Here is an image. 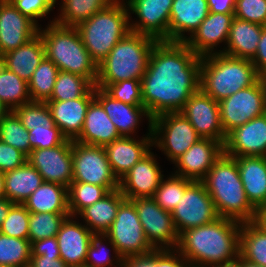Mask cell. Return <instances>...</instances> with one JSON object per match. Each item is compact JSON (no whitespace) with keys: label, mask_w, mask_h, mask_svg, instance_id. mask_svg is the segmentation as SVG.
<instances>
[{"label":"cell","mask_w":266,"mask_h":267,"mask_svg":"<svg viewBox=\"0 0 266 267\" xmlns=\"http://www.w3.org/2000/svg\"><path fill=\"white\" fill-rule=\"evenodd\" d=\"M201 182L212 198L219 217L241 223L255 221L257 210L246 196L233 157L223 152Z\"/></svg>","instance_id":"obj_3"},{"label":"cell","mask_w":266,"mask_h":267,"mask_svg":"<svg viewBox=\"0 0 266 267\" xmlns=\"http://www.w3.org/2000/svg\"><path fill=\"white\" fill-rule=\"evenodd\" d=\"M157 42L150 36L130 31L98 65L95 86L105 89L109 84L122 80H141Z\"/></svg>","instance_id":"obj_4"},{"label":"cell","mask_w":266,"mask_h":267,"mask_svg":"<svg viewBox=\"0 0 266 267\" xmlns=\"http://www.w3.org/2000/svg\"><path fill=\"white\" fill-rule=\"evenodd\" d=\"M223 152L219 141L201 138L173 163L178 168L174 175L201 181Z\"/></svg>","instance_id":"obj_20"},{"label":"cell","mask_w":266,"mask_h":267,"mask_svg":"<svg viewBox=\"0 0 266 267\" xmlns=\"http://www.w3.org/2000/svg\"><path fill=\"white\" fill-rule=\"evenodd\" d=\"M23 15L28 16L36 24L38 19L47 16L54 8L56 0H10Z\"/></svg>","instance_id":"obj_50"},{"label":"cell","mask_w":266,"mask_h":267,"mask_svg":"<svg viewBox=\"0 0 266 267\" xmlns=\"http://www.w3.org/2000/svg\"><path fill=\"white\" fill-rule=\"evenodd\" d=\"M5 176L3 172H0V199L5 198Z\"/></svg>","instance_id":"obj_61"},{"label":"cell","mask_w":266,"mask_h":267,"mask_svg":"<svg viewBox=\"0 0 266 267\" xmlns=\"http://www.w3.org/2000/svg\"><path fill=\"white\" fill-rule=\"evenodd\" d=\"M251 61L259 75L266 74V26L262 29L256 54Z\"/></svg>","instance_id":"obj_55"},{"label":"cell","mask_w":266,"mask_h":267,"mask_svg":"<svg viewBox=\"0 0 266 267\" xmlns=\"http://www.w3.org/2000/svg\"><path fill=\"white\" fill-rule=\"evenodd\" d=\"M58 72V67L51 60L46 57L42 60L28 82L32 101L47 102L50 99Z\"/></svg>","instance_id":"obj_37"},{"label":"cell","mask_w":266,"mask_h":267,"mask_svg":"<svg viewBox=\"0 0 266 267\" xmlns=\"http://www.w3.org/2000/svg\"><path fill=\"white\" fill-rule=\"evenodd\" d=\"M149 244L154 249H176L179 233L171 213L163 210L153 198L131 200Z\"/></svg>","instance_id":"obj_13"},{"label":"cell","mask_w":266,"mask_h":267,"mask_svg":"<svg viewBox=\"0 0 266 267\" xmlns=\"http://www.w3.org/2000/svg\"><path fill=\"white\" fill-rule=\"evenodd\" d=\"M120 137L102 105L94 99L87 109L82 131L74 141L105 147Z\"/></svg>","instance_id":"obj_28"},{"label":"cell","mask_w":266,"mask_h":267,"mask_svg":"<svg viewBox=\"0 0 266 267\" xmlns=\"http://www.w3.org/2000/svg\"><path fill=\"white\" fill-rule=\"evenodd\" d=\"M9 112V109L0 100V119Z\"/></svg>","instance_id":"obj_63"},{"label":"cell","mask_w":266,"mask_h":267,"mask_svg":"<svg viewBox=\"0 0 266 267\" xmlns=\"http://www.w3.org/2000/svg\"><path fill=\"white\" fill-rule=\"evenodd\" d=\"M250 204L256 209L266 207V157H233Z\"/></svg>","instance_id":"obj_27"},{"label":"cell","mask_w":266,"mask_h":267,"mask_svg":"<svg viewBox=\"0 0 266 267\" xmlns=\"http://www.w3.org/2000/svg\"><path fill=\"white\" fill-rule=\"evenodd\" d=\"M30 212L23 204H14L0 227V233L20 239H28Z\"/></svg>","instance_id":"obj_45"},{"label":"cell","mask_w":266,"mask_h":267,"mask_svg":"<svg viewBox=\"0 0 266 267\" xmlns=\"http://www.w3.org/2000/svg\"><path fill=\"white\" fill-rule=\"evenodd\" d=\"M39 27L45 56L59 71L87 78L94 86L98 77V66L82 43L76 27L59 25L52 20L44 29Z\"/></svg>","instance_id":"obj_6"},{"label":"cell","mask_w":266,"mask_h":267,"mask_svg":"<svg viewBox=\"0 0 266 267\" xmlns=\"http://www.w3.org/2000/svg\"><path fill=\"white\" fill-rule=\"evenodd\" d=\"M124 0H115L76 26L82 43L97 66L130 32V13Z\"/></svg>","instance_id":"obj_7"},{"label":"cell","mask_w":266,"mask_h":267,"mask_svg":"<svg viewBox=\"0 0 266 267\" xmlns=\"http://www.w3.org/2000/svg\"><path fill=\"white\" fill-rule=\"evenodd\" d=\"M27 162V156L0 140V172H7L23 166Z\"/></svg>","instance_id":"obj_51"},{"label":"cell","mask_w":266,"mask_h":267,"mask_svg":"<svg viewBox=\"0 0 266 267\" xmlns=\"http://www.w3.org/2000/svg\"><path fill=\"white\" fill-rule=\"evenodd\" d=\"M72 218V219H71ZM94 233L84 224L73 220V216L67 217L61 224L56 238L60 251V258L69 267H81L85 265L88 246Z\"/></svg>","instance_id":"obj_22"},{"label":"cell","mask_w":266,"mask_h":267,"mask_svg":"<svg viewBox=\"0 0 266 267\" xmlns=\"http://www.w3.org/2000/svg\"><path fill=\"white\" fill-rule=\"evenodd\" d=\"M255 222L266 231V207L257 210Z\"/></svg>","instance_id":"obj_59"},{"label":"cell","mask_w":266,"mask_h":267,"mask_svg":"<svg viewBox=\"0 0 266 267\" xmlns=\"http://www.w3.org/2000/svg\"><path fill=\"white\" fill-rule=\"evenodd\" d=\"M234 14L211 13L185 43L198 56L217 53L214 47L227 42Z\"/></svg>","instance_id":"obj_23"},{"label":"cell","mask_w":266,"mask_h":267,"mask_svg":"<svg viewBox=\"0 0 266 267\" xmlns=\"http://www.w3.org/2000/svg\"><path fill=\"white\" fill-rule=\"evenodd\" d=\"M110 190L94 184L71 182L68 187L70 216L76 217L83 209L101 200Z\"/></svg>","instance_id":"obj_38"},{"label":"cell","mask_w":266,"mask_h":267,"mask_svg":"<svg viewBox=\"0 0 266 267\" xmlns=\"http://www.w3.org/2000/svg\"><path fill=\"white\" fill-rule=\"evenodd\" d=\"M207 0H173L168 28V41L185 42L208 16Z\"/></svg>","instance_id":"obj_25"},{"label":"cell","mask_w":266,"mask_h":267,"mask_svg":"<svg viewBox=\"0 0 266 267\" xmlns=\"http://www.w3.org/2000/svg\"><path fill=\"white\" fill-rule=\"evenodd\" d=\"M0 100L13 111L30 101L28 83L0 62Z\"/></svg>","instance_id":"obj_36"},{"label":"cell","mask_w":266,"mask_h":267,"mask_svg":"<svg viewBox=\"0 0 266 267\" xmlns=\"http://www.w3.org/2000/svg\"><path fill=\"white\" fill-rule=\"evenodd\" d=\"M240 228L241 222L219 217L182 232L176 250L184 257L188 267L232 263L240 257Z\"/></svg>","instance_id":"obj_2"},{"label":"cell","mask_w":266,"mask_h":267,"mask_svg":"<svg viewBox=\"0 0 266 267\" xmlns=\"http://www.w3.org/2000/svg\"><path fill=\"white\" fill-rule=\"evenodd\" d=\"M158 164L150 151L119 180V189L127 200L153 198L164 178Z\"/></svg>","instance_id":"obj_18"},{"label":"cell","mask_w":266,"mask_h":267,"mask_svg":"<svg viewBox=\"0 0 266 267\" xmlns=\"http://www.w3.org/2000/svg\"><path fill=\"white\" fill-rule=\"evenodd\" d=\"M154 267H188V264L176 249H155Z\"/></svg>","instance_id":"obj_52"},{"label":"cell","mask_w":266,"mask_h":267,"mask_svg":"<svg viewBox=\"0 0 266 267\" xmlns=\"http://www.w3.org/2000/svg\"><path fill=\"white\" fill-rule=\"evenodd\" d=\"M28 130L21 124L13 111H9L0 119V140L15 147L27 157L30 155Z\"/></svg>","instance_id":"obj_41"},{"label":"cell","mask_w":266,"mask_h":267,"mask_svg":"<svg viewBox=\"0 0 266 267\" xmlns=\"http://www.w3.org/2000/svg\"><path fill=\"white\" fill-rule=\"evenodd\" d=\"M234 17L266 26V0H236Z\"/></svg>","instance_id":"obj_49"},{"label":"cell","mask_w":266,"mask_h":267,"mask_svg":"<svg viewBox=\"0 0 266 267\" xmlns=\"http://www.w3.org/2000/svg\"><path fill=\"white\" fill-rule=\"evenodd\" d=\"M13 112L27 130L40 127H53L55 125L46 102L30 101L17 107Z\"/></svg>","instance_id":"obj_44"},{"label":"cell","mask_w":266,"mask_h":267,"mask_svg":"<svg viewBox=\"0 0 266 267\" xmlns=\"http://www.w3.org/2000/svg\"><path fill=\"white\" fill-rule=\"evenodd\" d=\"M39 25L23 15L10 0H0V58L38 34Z\"/></svg>","instance_id":"obj_17"},{"label":"cell","mask_w":266,"mask_h":267,"mask_svg":"<svg viewBox=\"0 0 266 267\" xmlns=\"http://www.w3.org/2000/svg\"><path fill=\"white\" fill-rule=\"evenodd\" d=\"M22 267H33L31 264H28V265H25V266H22Z\"/></svg>","instance_id":"obj_65"},{"label":"cell","mask_w":266,"mask_h":267,"mask_svg":"<svg viewBox=\"0 0 266 267\" xmlns=\"http://www.w3.org/2000/svg\"><path fill=\"white\" fill-rule=\"evenodd\" d=\"M193 182V180L170 175L169 178L162 179L155 191L153 199L165 211L172 212L182 198L185 189Z\"/></svg>","instance_id":"obj_42"},{"label":"cell","mask_w":266,"mask_h":267,"mask_svg":"<svg viewBox=\"0 0 266 267\" xmlns=\"http://www.w3.org/2000/svg\"><path fill=\"white\" fill-rule=\"evenodd\" d=\"M259 79L251 60L223 53L202 56L200 89L217 102L253 85Z\"/></svg>","instance_id":"obj_5"},{"label":"cell","mask_w":266,"mask_h":267,"mask_svg":"<svg viewBox=\"0 0 266 267\" xmlns=\"http://www.w3.org/2000/svg\"><path fill=\"white\" fill-rule=\"evenodd\" d=\"M45 57L44 43L38 33L25 44L4 54L0 62L28 83Z\"/></svg>","instance_id":"obj_30"},{"label":"cell","mask_w":266,"mask_h":267,"mask_svg":"<svg viewBox=\"0 0 266 267\" xmlns=\"http://www.w3.org/2000/svg\"><path fill=\"white\" fill-rule=\"evenodd\" d=\"M73 179L107 187L110 191L119 188V180L113 174L104 147L72 141Z\"/></svg>","instance_id":"obj_10"},{"label":"cell","mask_w":266,"mask_h":267,"mask_svg":"<svg viewBox=\"0 0 266 267\" xmlns=\"http://www.w3.org/2000/svg\"><path fill=\"white\" fill-rule=\"evenodd\" d=\"M128 11L139 21L130 24V31L168 41V28L173 0H126Z\"/></svg>","instance_id":"obj_14"},{"label":"cell","mask_w":266,"mask_h":267,"mask_svg":"<svg viewBox=\"0 0 266 267\" xmlns=\"http://www.w3.org/2000/svg\"><path fill=\"white\" fill-rule=\"evenodd\" d=\"M221 124L227 136L235 128L266 113L264 91L259 79L218 102Z\"/></svg>","instance_id":"obj_12"},{"label":"cell","mask_w":266,"mask_h":267,"mask_svg":"<svg viewBox=\"0 0 266 267\" xmlns=\"http://www.w3.org/2000/svg\"><path fill=\"white\" fill-rule=\"evenodd\" d=\"M30 259L29 239L9 237L0 233V266L22 267L30 264Z\"/></svg>","instance_id":"obj_40"},{"label":"cell","mask_w":266,"mask_h":267,"mask_svg":"<svg viewBox=\"0 0 266 267\" xmlns=\"http://www.w3.org/2000/svg\"><path fill=\"white\" fill-rule=\"evenodd\" d=\"M94 99L95 86L85 96L78 99L46 102L54 124L68 140L74 141L80 135L87 109Z\"/></svg>","instance_id":"obj_24"},{"label":"cell","mask_w":266,"mask_h":267,"mask_svg":"<svg viewBox=\"0 0 266 267\" xmlns=\"http://www.w3.org/2000/svg\"><path fill=\"white\" fill-rule=\"evenodd\" d=\"M27 161L43 180L69 187L73 179L72 140L53 148L32 150Z\"/></svg>","instance_id":"obj_15"},{"label":"cell","mask_w":266,"mask_h":267,"mask_svg":"<svg viewBox=\"0 0 266 267\" xmlns=\"http://www.w3.org/2000/svg\"><path fill=\"white\" fill-rule=\"evenodd\" d=\"M28 133L30 153L35 149L53 148L61 145L67 140L56 125L53 127L34 128L28 130Z\"/></svg>","instance_id":"obj_48"},{"label":"cell","mask_w":266,"mask_h":267,"mask_svg":"<svg viewBox=\"0 0 266 267\" xmlns=\"http://www.w3.org/2000/svg\"><path fill=\"white\" fill-rule=\"evenodd\" d=\"M180 112L189 120L201 138L219 141L224 146L227 136L221 124L216 100L199 89L187 100Z\"/></svg>","instance_id":"obj_16"},{"label":"cell","mask_w":266,"mask_h":267,"mask_svg":"<svg viewBox=\"0 0 266 267\" xmlns=\"http://www.w3.org/2000/svg\"><path fill=\"white\" fill-rule=\"evenodd\" d=\"M126 200L120 189L110 191L101 200L83 209L78 215L94 234H104L115 220L120 205Z\"/></svg>","instance_id":"obj_31"},{"label":"cell","mask_w":266,"mask_h":267,"mask_svg":"<svg viewBox=\"0 0 266 267\" xmlns=\"http://www.w3.org/2000/svg\"><path fill=\"white\" fill-rule=\"evenodd\" d=\"M263 28V25L234 17L226 42L227 47L219 50L218 53L252 60L256 54Z\"/></svg>","instance_id":"obj_29"},{"label":"cell","mask_w":266,"mask_h":267,"mask_svg":"<svg viewBox=\"0 0 266 267\" xmlns=\"http://www.w3.org/2000/svg\"><path fill=\"white\" fill-rule=\"evenodd\" d=\"M95 99L102 105L120 136L133 137L131 134L135 133L143 116H146L149 127H152V118L143 105H131L116 100L97 86H95Z\"/></svg>","instance_id":"obj_26"},{"label":"cell","mask_w":266,"mask_h":267,"mask_svg":"<svg viewBox=\"0 0 266 267\" xmlns=\"http://www.w3.org/2000/svg\"><path fill=\"white\" fill-rule=\"evenodd\" d=\"M201 56L185 42L158 41L141 79L143 106L150 117L180 112L200 89Z\"/></svg>","instance_id":"obj_1"},{"label":"cell","mask_w":266,"mask_h":267,"mask_svg":"<svg viewBox=\"0 0 266 267\" xmlns=\"http://www.w3.org/2000/svg\"><path fill=\"white\" fill-rule=\"evenodd\" d=\"M13 205L14 204L6 197L0 199V227L2 225V222L6 219L8 212Z\"/></svg>","instance_id":"obj_58"},{"label":"cell","mask_w":266,"mask_h":267,"mask_svg":"<svg viewBox=\"0 0 266 267\" xmlns=\"http://www.w3.org/2000/svg\"><path fill=\"white\" fill-rule=\"evenodd\" d=\"M171 216L179 235L219 218L213 200L201 181H193L185 189Z\"/></svg>","instance_id":"obj_11"},{"label":"cell","mask_w":266,"mask_h":267,"mask_svg":"<svg viewBox=\"0 0 266 267\" xmlns=\"http://www.w3.org/2000/svg\"><path fill=\"white\" fill-rule=\"evenodd\" d=\"M60 256L56 236L31 242V256Z\"/></svg>","instance_id":"obj_53"},{"label":"cell","mask_w":266,"mask_h":267,"mask_svg":"<svg viewBox=\"0 0 266 267\" xmlns=\"http://www.w3.org/2000/svg\"><path fill=\"white\" fill-rule=\"evenodd\" d=\"M94 85L80 75L59 71L49 100L66 101L85 96Z\"/></svg>","instance_id":"obj_39"},{"label":"cell","mask_w":266,"mask_h":267,"mask_svg":"<svg viewBox=\"0 0 266 267\" xmlns=\"http://www.w3.org/2000/svg\"><path fill=\"white\" fill-rule=\"evenodd\" d=\"M104 241L111 244L114 258L146 254L154 250L146 238L135 204L127 199L120 205L115 220L104 233Z\"/></svg>","instance_id":"obj_8"},{"label":"cell","mask_w":266,"mask_h":267,"mask_svg":"<svg viewBox=\"0 0 266 267\" xmlns=\"http://www.w3.org/2000/svg\"><path fill=\"white\" fill-rule=\"evenodd\" d=\"M103 240H104V234L93 235L90 245L88 246L87 257H86L84 266L86 267H109V266L122 267L123 258L112 259L108 250L102 246L104 244L102 242Z\"/></svg>","instance_id":"obj_47"},{"label":"cell","mask_w":266,"mask_h":267,"mask_svg":"<svg viewBox=\"0 0 266 267\" xmlns=\"http://www.w3.org/2000/svg\"><path fill=\"white\" fill-rule=\"evenodd\" d=\"M209 12L234 14L236 0H207Z\"/></svg>","instance_id":"obj_57"},{"label":"cell","mask_w":266,"mask_h":267,"mask_svg":"<svg viewBox=\"0 0 266 267\" xmlns=\"http://www.w3.org/2000/svg\"><path fill=\"white\" fill-rule=\"evenodd\" d=\"M29 212L70 213L68 188L44 181L23 203Z\"/></svg>","instance_id":"obj_32"},{"label":"cell","mask_w":266,"mask_h":267,"mask_svg":"<svg viewBox=\"0 0 266 267\" xmlns=\"http://www.w3.org/2000/svg\"><path fill=\"white\" fill-rule=\"evenodd\" d=\"M153 146L158 147L171 162H175L201 139L181 112H168L152 119Z\"/></svg>","instance_id":"obj_9"},{"label":"cell","mask_w":266,"mask_h":267,"mask_svg":"<svg viewBox=\"0 0 266 267\" xmlns=\"http://www.w3.org/2000/svg\"><path fill=\"white\" fill-rule=\"evenodd\" d=\"M211 267H239L237 264V260L232 262V263H228V264H220V265H214Z\"/></svg>","instance_id":"obj_64"},{"label":"cell","mask_w":266,"mask_h":267,"mask_svg":"<svg viewBox=\"0 0 266 267\" xmlns=\"http://www.w3.org/2000/svg\"><path fill=\"white\" fill-rule=\"evenodd\" d=\"M223 147L230 157H266V113L232 130Z\"/></svg>","instance_id":"obj_19"},{"label":"cell","mask_w":266,"mask_h":267,"mask_svg":"<svg viewBox=\"0 0 266 267\" xmlns=\"http://www.w3.org/2000/svg\"><path fill=\"white\" fill-rule=\"evenodd\" d=\"M155 249L138 255H128L122 259V267H154Z\"/></svg>","instance_id":"obj_54"},{"label":"cell","mask_w":266,"mask_h":267,"mask_svg":"<svg viewBox=\"0 0 266 267\" xmlns=\"http://www.w3.org/2000/svg\"><path fill=\"white\" fill-rule=\"evenodd\" d=\"M140 140L121 136L104 148L113 174L120 180L139 160L150 152L153 146L152 127Z\"/></svg>","instance_id":"obj_21"},{"label":"cell","mask_w":266,"mask_h":267,"mask_svg":"<svg viewBox=\"0 0 266 267\" xmlns=\"http://www.w3.org/2000/svg\"><path fill=\"white\" fill-rule=\"evenodd\" d=\"M240 257L266 267V231L255 221L241 223Z\"/></svg>","instance_id":"obj_34"},{"label":"cell","mask_w":266,"mask_h":267,"mask_svg":"<svg viewBox=\"0 0 266 267\" xmlns=\"http://www.w3.org/2000/svg\"><path fill=\"white\" fill-rule=\"evenodd\" d=\"M237 264L239 267H263L262 265L254 264L249 261L243 260L241 257L237 259Z\"/></svg>","instance_id":"obj_60"},{"label":"cell","mask_w":266,"mask_h":267,"mask_svg":"<svg viewBox=\"0 0 266 267\" xmlns=\"http://www.w3.org/2000/svg\"><path fill=\"white\" fill-rule=\"evenodd\" d=\"M70 213H34L30 212L29 234L30 242L55 237L61 224Z\"/></svg>","instance_id":"obj_43"},{"label":"cell","mask_w":266,"mask_h":267,"mask_svg":"<svg viewBox=\"0 0 266 267\" xmlns=\"http://www.w3.org/2000/svg\"><path fill=\"white\" fill-rule=\"evenodd\" d=\"M114 1L115 0H63L61 1V13L58 18L54 19V22L63 26L76 27Z\"/></svg>","instance_id":"obj_35"},{"label":"cell","mask_w":266,"mask_h":267,"mask_svg":"<svg viewBox=\"0 0 266 267\" xmlns=\"http://www.w3.org/2000/svg\"><path fill=\"white\" fill-rule=\"evenodd\" d=\"M30 264L33 267H69L60 256H31Z\"/></svg>","instance_id":"obj_56"},{"label":"cell","mask_w":266,"mask_h":267,"mask_svg":"<svg viewBox=\"0 0 266 267\" xmlns=\"http://www.w3.org/2000/svg\"><path fill=\"white\" fill-rule=\"evenodd\" d=\"M110 96L131 105H143L141 80H122L109 84L104 89Z\"/></svg>","instance_id":"obj_46"},{"label":"cell","mask_w":266,"mask_h":267,"mask_svg":"<svg viewBox=\"0 0 266 267\" xmlns=\"http://www.w3.org/2000/svg\"><path fill=\"white\" fill-rule=\"evenodd\" d=\"M259 81L263 87L264 91V100H265V109H266V74L259 75Z\"/></svg>","instance_id":"obj_62"},{"label":"cell","mask_w":266,"mask_h":267,"mask_svg":"<svg viewBox=\"0 0 266 267\" xmlns=\"http://www.w3.org/2000/svg\"><path fill=\"white\" fill-rule=\"evenodd\" d=\"M4 176L5 195L13 204H23L44 182L28 161L21 167L5 172Z\"/></svg>","instance_id":"obj_33"}]
</instances>
